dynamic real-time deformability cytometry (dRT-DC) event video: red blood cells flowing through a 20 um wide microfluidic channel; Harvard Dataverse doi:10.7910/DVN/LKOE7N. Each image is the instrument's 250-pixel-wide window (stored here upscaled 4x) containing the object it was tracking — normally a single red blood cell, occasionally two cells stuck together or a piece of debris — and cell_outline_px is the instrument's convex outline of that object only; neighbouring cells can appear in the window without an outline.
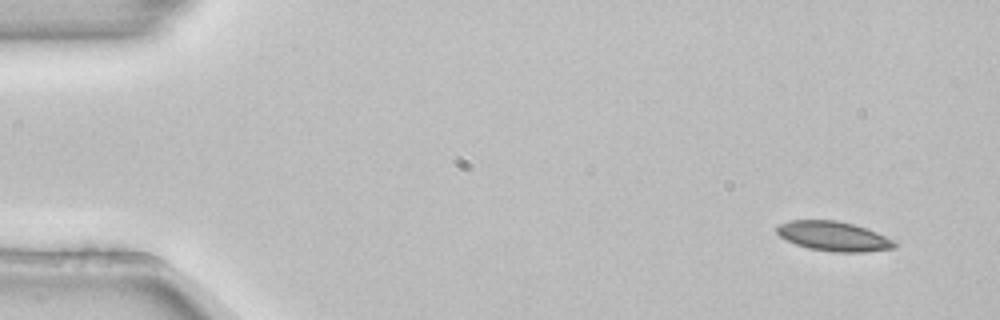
{"species": "common noctule bat (a hibernating species)", "species_latin": "Nyctalus noctula", "temperature_condition": "room temperature", "stored_images_in_passage": 3, "camera_frame_rate_fps": 3000, "um_per_image_px": 0.085, "animal": {"sex": "female", "body_mass_g": 22.7, "forearm_length_mm": 54.2}, "frame": {"image": 1, "passage_image": 1, "time_ms": 0.0, "image_size_px": [1000, 320], "cell_outline_px": [[896, 248], [864, 252], [832, 252], [808, 248], [796, 244], [780, 236], [776, 232], [776, 228], [780, 224], [792, 220], [836, 220], [852, 224], [876, 232], [892, 240], [896, 244]], "centroid_in_image_um": [70.84, 20.09], "position_along_channel_um": 14.2, "area_um2": 20.06}}
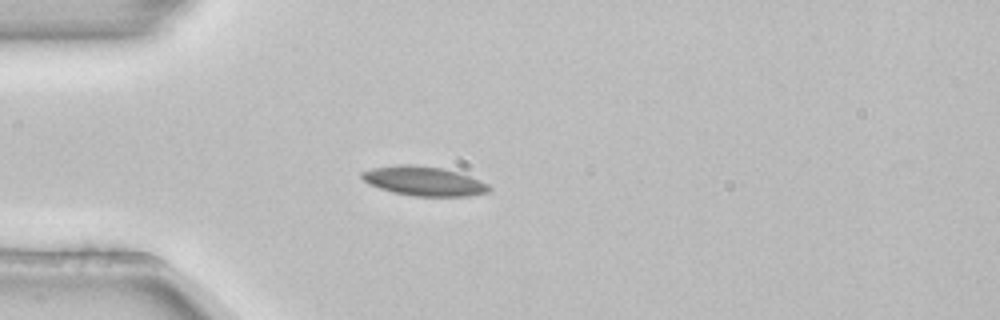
{"frame": {"image": 2, "passage_image": 3, "time_ms": 0.667, "image_size_px": [1000, 320], "cell_outline_px": [[492, 188], [488, 192], [468, 196], [412, 196], [392, 192], [368, 184], [360, 176], [360, 172], [372, 168], [396, 164], [408, 164], [444, 168], [460, 172], [480, 180], [488, 184]], "centroid_in_image_um": [36.02, 15.38], "position_along_channel_um": 49.0, "area_um2": 21.96}}